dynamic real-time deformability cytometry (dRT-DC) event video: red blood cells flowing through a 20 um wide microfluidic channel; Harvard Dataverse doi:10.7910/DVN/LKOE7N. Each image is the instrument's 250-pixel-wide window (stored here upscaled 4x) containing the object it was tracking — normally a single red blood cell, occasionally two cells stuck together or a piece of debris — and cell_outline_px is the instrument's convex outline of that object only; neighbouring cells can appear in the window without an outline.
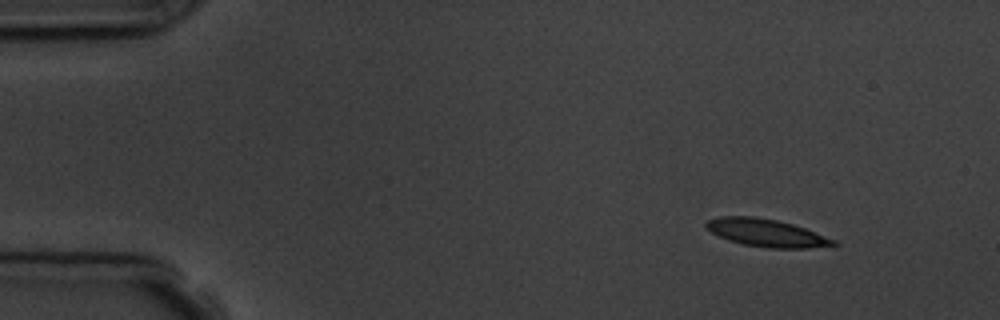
{"species": "common noctule bat (a hibernating species)", "species_latin": "Nyctalus noctula", "temperature_condition": "room temperature", "stored_images_in_passage": 4, "camera_frame_rate_fps": 3000, "um_per_image_px": 0.085, "animal": {"sex": "male", "body_mass_g": 19.5, "forearm_length_mm": 54.6}, "frame": {"image": 1, "passage_image": 1, "time_ms": 0.0, "image_size_px": [1000, 320], "cell_outline_px": [[840, 244], [808, 248], [768, 248], [744, 244], [728, 240], [704, 228], [704, 224], [708, 220], [720, 216], [756, 216], [776, 220], [792, 224], [804, 228], [836, 240]], "centroid_in_image_um": [65.12, 19.79], "position_along_channel_um": 19.9, "area_um2": 20.4}}
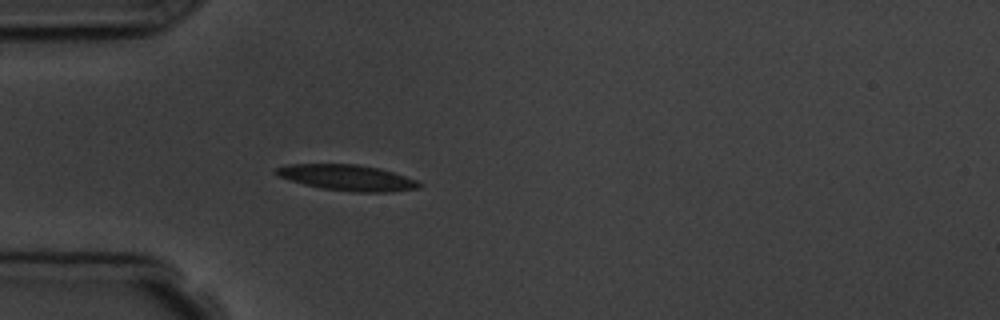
{"frame": {"image": 2, "passage_image": 4, "time_ms": 3.333, "image_size_px": [1000, 320], "cell_outline_px": [[424, 184], [420, 188], [388, 192], [352, 192], [320, 188], [304, 184], [276, 176], [272, 172], [276, 168], [288, 164], [356, 164], [380, 168], [416, 180]], "centroid_in_image_um": [29.49, 15.1], "position_along_channel_um": 55.5, "area_um2": 21.68}}